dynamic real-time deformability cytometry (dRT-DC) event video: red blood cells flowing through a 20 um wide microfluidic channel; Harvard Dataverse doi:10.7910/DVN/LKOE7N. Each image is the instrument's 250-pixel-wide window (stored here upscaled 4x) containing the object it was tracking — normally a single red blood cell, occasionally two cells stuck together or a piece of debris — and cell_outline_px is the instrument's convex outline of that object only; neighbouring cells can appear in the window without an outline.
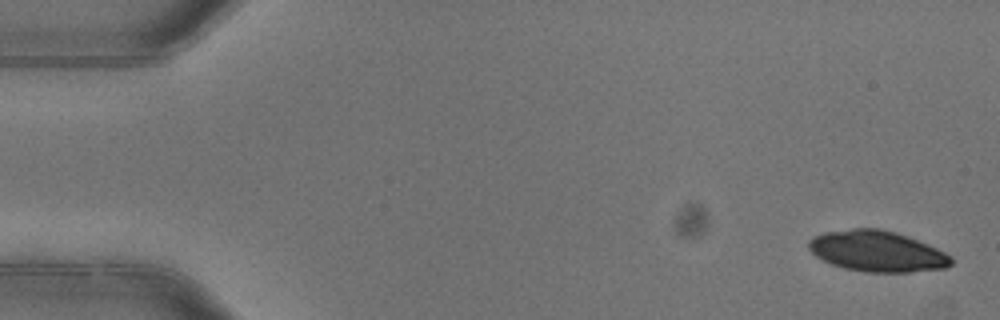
{"species": "common noctule bat (a hibernating species)", "species_latin": "Nyctalus noctula", "temperature_condition": "warm", "stored_images_in_passage": 6, "camera_frame_rate_fps": 3000, "um_per_image_px": 0.085, "animal": {"sex": "female"}, "frame": {"image": 1, "passage_image": 1, "time_ms": 0.0, "image_size_px": [1000, 320], "cell_outline_px": [[952, 264], [944, 268], [908, 272], [864, 272], [844, 268], [832, 264], [816, 256], [808, 248], [808, 240], [824, 232], [852, 228], [880, 228], [896, 232], [908, 236], [928, 244], [952, 256]], "centroid_in_image_um": [74.55, 21.35], "position_along_channel_um": 10.4, "area_um2": 33.93}}